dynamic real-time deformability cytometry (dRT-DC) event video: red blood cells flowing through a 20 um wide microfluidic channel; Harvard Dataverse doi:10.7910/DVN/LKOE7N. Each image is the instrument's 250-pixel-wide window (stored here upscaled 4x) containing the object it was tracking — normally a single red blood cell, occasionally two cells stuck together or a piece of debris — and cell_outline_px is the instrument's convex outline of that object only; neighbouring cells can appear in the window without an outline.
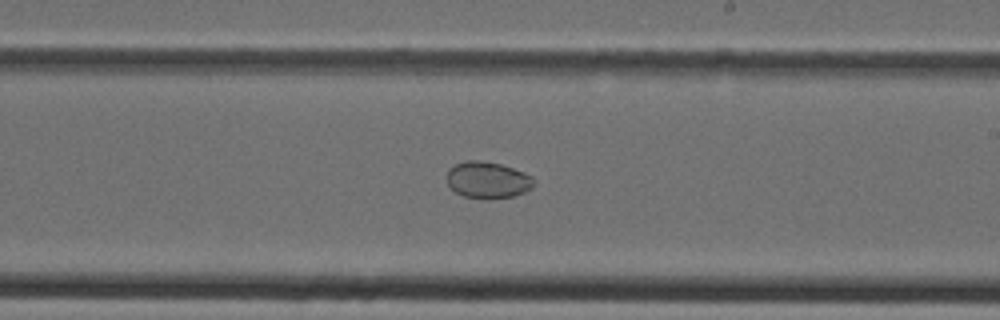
{"species": "Egyptian fruit bat (a non-hibernating species)", "species_latin": "Rousettus aegyptiacus", "temperature_condition": "cold", "stored_images_in_passage": 29, "camera_frame_rate_fps": 3000, "um_per_image_px": 0.085, "animal": {"sex": "female"}, "frame": {"image": 1, "passage_image": 13, "time_ms": 4.0, "image_size_px": [1000, 320], "cell_outline_px": [[532, 188], [524, 192], [512, 196], [464, 196], [456, 192], [448, 184], [448, 168], [464, 160], [480, 160], [500, 164], [524, 172], [532, 176]], "centroid_in_image_um": [41.43, 15.24], "position_along_channel_um": 247.6, "area_um2": 17.8}}
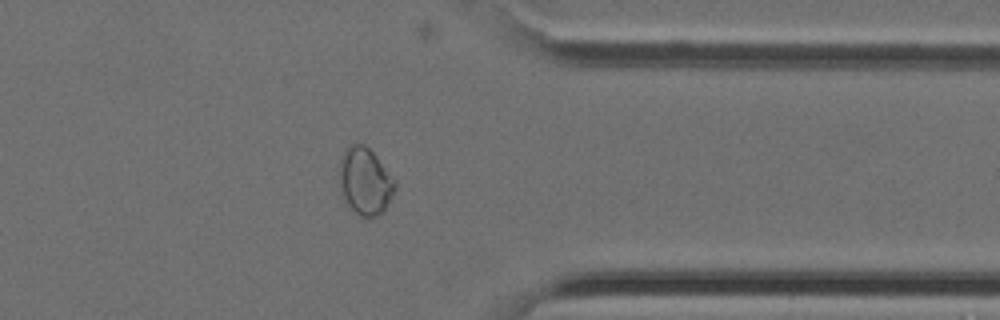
{"frame": {"image": 2, "passage_image": 21, "time_ms": 6.667, "image_size_px": [1000, 320], "cell_outline_px": [[396, 188], [384, 212], [368, 220], [352, 212], [344, 204], [340, 192], [340, 160], [348, 144], [364, 144], [376, 156], [396, 180]], "centroid_in_image_um": [31.02, 15.47], "position_along_channel_um": 380.4, "area_um2": 22.31}}